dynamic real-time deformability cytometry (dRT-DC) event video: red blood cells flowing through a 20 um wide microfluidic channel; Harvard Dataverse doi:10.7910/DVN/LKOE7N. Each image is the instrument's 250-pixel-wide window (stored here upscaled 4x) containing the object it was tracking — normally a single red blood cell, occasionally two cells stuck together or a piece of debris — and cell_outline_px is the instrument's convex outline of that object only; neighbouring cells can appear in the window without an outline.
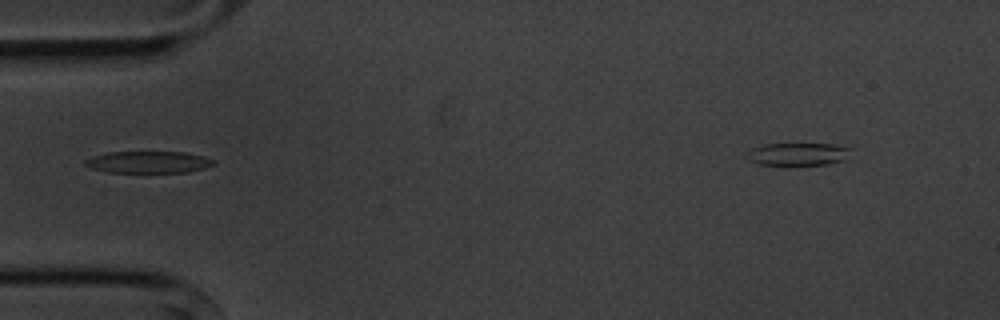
{"species": "common noctule bat (a hibernating species)", "species_latin": "Nyctalus noctula", "temperature_condition": "cold", "stored_images_in_passage": 6, "camera_frame_rate_fps": 3000, "um_per_image_px": 0.085, "animal": {"sex": "male", "body_mass_g": 20.1, "forearm_length_mm": 53.5}, "frame": {"image": 1, "passage_image": 3, "time_ms": 2.333, "image_size_px": [1000, 320], "cell_outline_px": [[216, 164], [204, 168], [188, 172], [104, 172], [92, 168], [84, 164], [84, 160], [92, 156], [108, 152], [184, 152], [204, 156], [216, 160]], "centroid_in_image_um": [12.63, 13.78], "position_along_channel_um": 72.4, "area_um2": 16.42}}
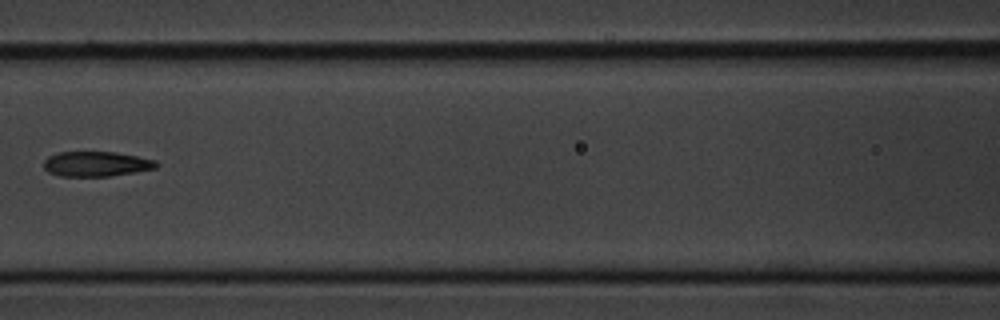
{"frame": {"image": 2, "passage_image": 5, "time_ms": 4.667, "image_size_px": [1000, 320], "cell_outline_px": [[160, 164], [156, 168], [112, 176], [60, 176], [48, 172], [44, 168], [44, 160], [48, 156], [56, 152], [116, 152], [156, 160]], "centroid_in_image_um": [8.18, 13.93], "position_along_channel_um": 158.4, "area_um2": 16.47}}
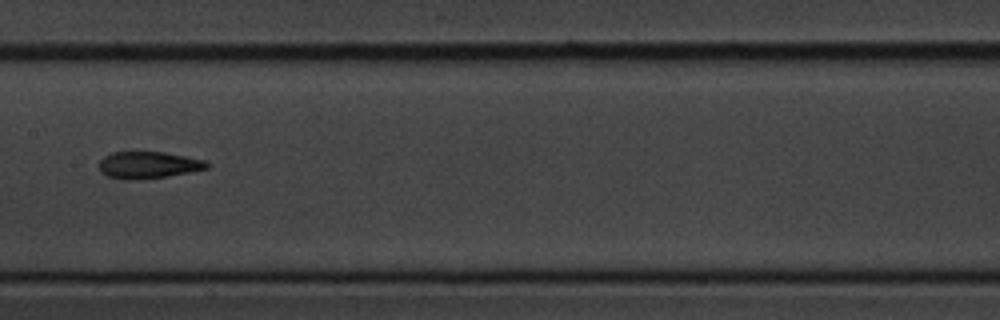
{"frame": {"image": 3, "passage_image": 6, "time_ms": 5.667, "image_size_px": [1000, 320], "cell_outline_px": [[208, 168], [168, 176], [128, 180], [124, 180], [108, 176], [100, 172], [100, 160], [104, 156], [112, 152], [164, 152], [204, 160], [208, 164]], "centroid_in_image_um": [12.57, 14.02], "position_along_channel_um": 194.8, "area_um2": 16.65}}